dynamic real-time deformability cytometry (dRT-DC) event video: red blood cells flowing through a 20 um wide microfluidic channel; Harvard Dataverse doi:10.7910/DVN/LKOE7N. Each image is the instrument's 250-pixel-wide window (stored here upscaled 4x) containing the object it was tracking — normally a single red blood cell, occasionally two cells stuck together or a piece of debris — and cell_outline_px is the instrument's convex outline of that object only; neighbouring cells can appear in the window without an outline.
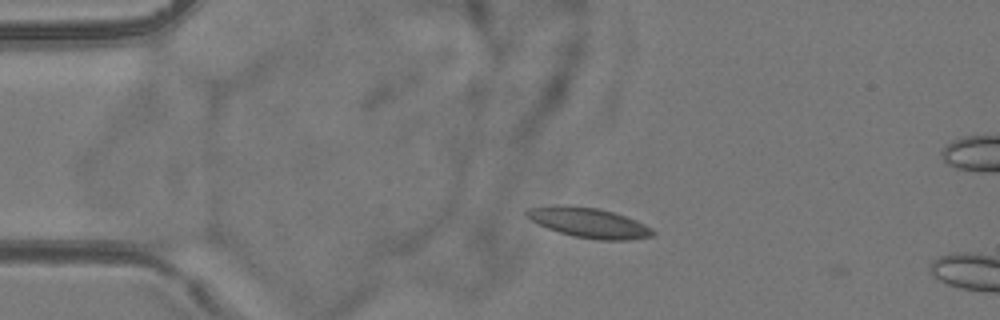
{"species": "common noctule bat (a hibernating species)", "species_latin": "Nyctalus noctula", "temperature_condition": "room temperature", "stored_images_in_passage": 2, "camera_frame_rate_fps": 3000, "um_per_image_px": 0.085, "animal": {"sex": "female", "body_mass_g": 24.6, "forearm_length_mm": 56.2}, "frame": {"image": 1, "passage_image": 1, "time_ms": 0.0, "image_size_px": [1000, 320], "cell_outline_px": [[656, 232], [652, 236], [628, 240], [600, 240], [572, 236], [548, 228], [532, 220], [524, 212], [528, 208], [596, 208], [612, 212], [636, 220], [652, 228]], "centroid_in_image_um": [50.18, 18.99], "position_along_channel_um": 34.8, "area_um2": 20.81}}